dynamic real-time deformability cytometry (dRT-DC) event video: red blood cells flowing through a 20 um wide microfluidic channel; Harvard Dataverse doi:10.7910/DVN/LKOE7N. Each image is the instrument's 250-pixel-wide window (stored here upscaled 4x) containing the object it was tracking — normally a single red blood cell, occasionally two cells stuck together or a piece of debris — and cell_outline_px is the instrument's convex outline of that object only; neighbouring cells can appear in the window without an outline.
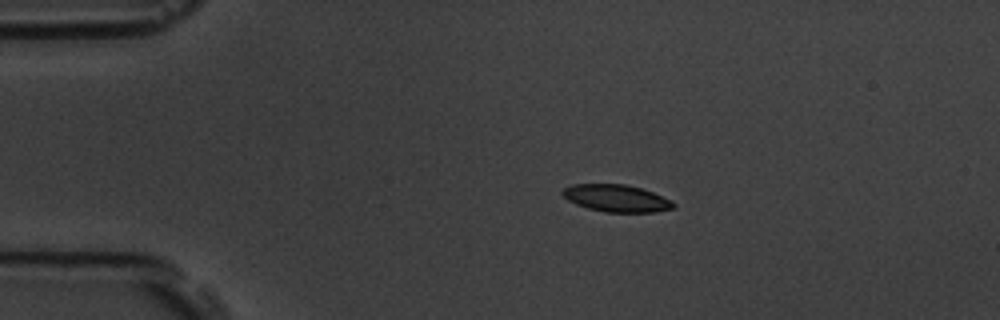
{"species": "common noctule bat (a hibernating species)", "species_latin": "Nyctalus noctula", "temperature_condition": "room temperature", "stored_images_in_passage": 15, "camera_frame_rate_fps": 3000, "um_per_image_px": 0.085, "animal": {"sex": "male", "body_mass_g": 19.5, "forearm_length_mm": 54.6}, "frame": {"image": 1, "passage_image": 3, "time_ms": 2.333, "image_size_px": [1000, 320], "cell_outline_px": [[676, 208], [656, 212], [604, 212], [588, 208], [576, 204], [568, 200], [560, 192], [564, 188], [572, 184], [624, 184], [640, 188], [652, 192], [672, 200], [676, 204]], "centroid_in_image_um": [52.42, 16.86], "position_along_channel_um": 32.6, "area_um2": 17.63}}
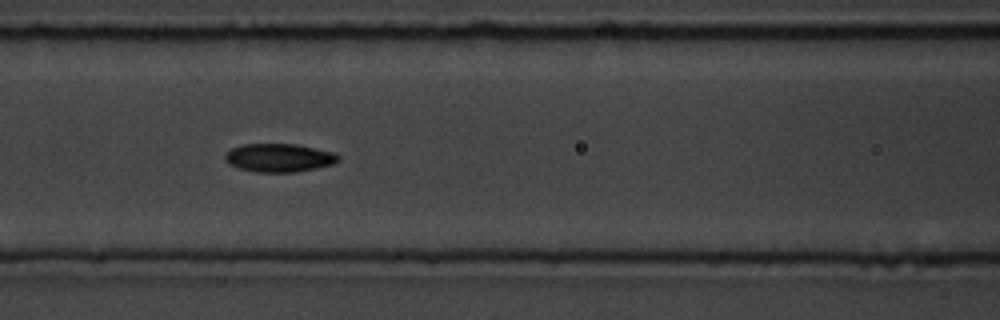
{"frame": {"image": 2, "passage_image": 7, "time_ms": 6.667, "image_size_px": [1000, 320], "cell_outline_px": [[340, 160], [332, 164], [316, 168], [296, 172], [256, 172], [240, 168], [228, 164], [224, 160], [224, 152], [232, 148], [244, 144], [296, 144], [332, 152], [340, 156]], "centroid_in_image_um": [23.68, 13.41], "position_along_channel_um": 142.9, "area_um2": 18.73}}
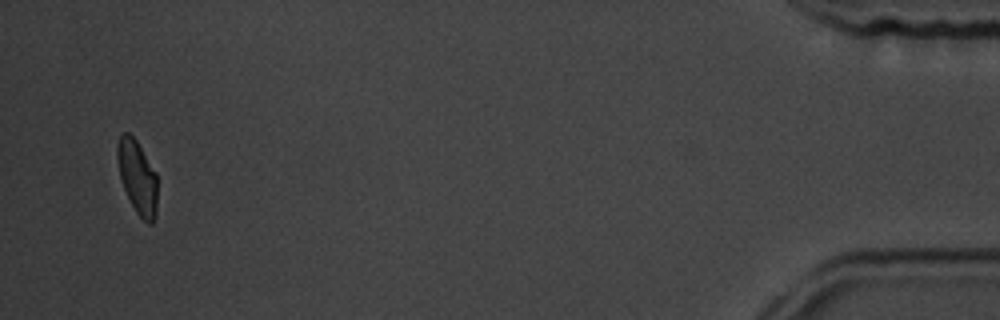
{"frame": {"image": 3, "passage_image": 15, "time_ms": 16.667, "image_size_px": [1000, 320], "cell_outline_px": [[156, 216], [152, 224], [148, 224], [136, 212], [124, 188], [120, 176], [116, 156], [116, 144], [120, 136], [124, 132], [128, 132], [136, 140], [156, 172]], "centroid_in_image_um": [11.67, 15.03], "position_along_channel_um": 423.5, "area_um2": 16.99}, "authors_computed_cell_mechanics": {"area_um2": 17.8024, "velocity_mm_per_s": 3.6562, "shape_relaxation_time_tau1_ms": 3.9616, "shape_relaxation_time_tau2_ms": 1.5314, "deformation_change_tau1": 0.1072, "deformation_change_tau2": 0.0486}}